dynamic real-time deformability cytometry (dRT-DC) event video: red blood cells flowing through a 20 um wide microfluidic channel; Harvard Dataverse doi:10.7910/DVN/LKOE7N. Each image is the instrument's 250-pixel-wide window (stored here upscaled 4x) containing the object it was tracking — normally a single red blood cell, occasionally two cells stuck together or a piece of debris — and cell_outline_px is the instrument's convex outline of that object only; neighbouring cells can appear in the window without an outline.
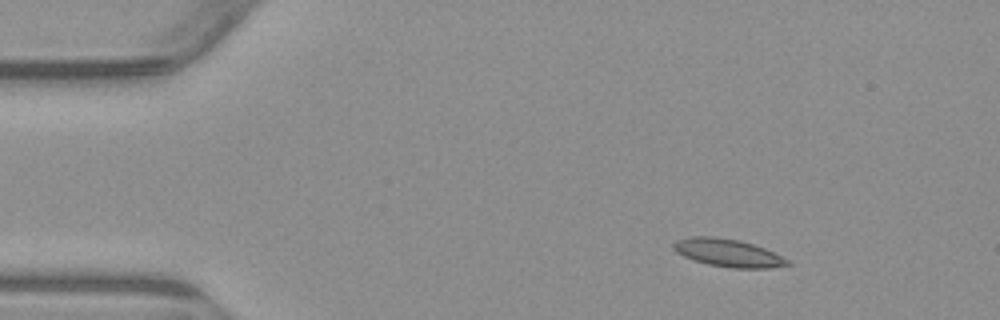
{"species": "common noctule bat (a hibernating species)", "species_latin": "Nyctalus noctula", "temperature_condition": "warm", "stored_images_in_passage": 4, "camera_frame_rate_fps": 3000, "um_per_image_px": 0.085, "animal": {"sex": "male", "body_mass_g": 23.1, "forearm_length_mm": 52.7}, "frame": {"image": 1, "passage_image": 2, "time_ms": 1.333, "image_size_px": [1000, 320], "cell_outline_px": [[792, 264], [768, 268], [732, 268], [708, 264], [692, 260], [676, 252], [672, 248], [672, 244], [676, 240], [688, 236], [712, 236], [740, 240], [764, 248], [788, 260]], "centroid_in_image_um": [61.82, 21.48], "position_along_channel_um": 23.2, "area_um2": 18.44}}
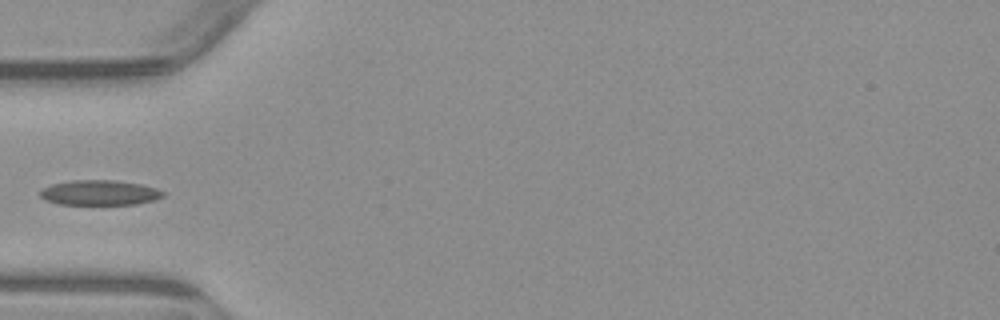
{"frame": {"image": 2, "passage_image": 4, "time_ms": 4.667, "image_size_px": [1000, 320], "cell_outline_px": [[164, 196], [152, 200], [136, 204], [60, 204], [44, 200], [40, 196], [40, 192], [44, 188], [52, 184], [72, 180], [116, 180], [140, 184], [156, 188], [164, 192]], "centroid_in_image_um": [8.46, 16.37], "position_along_channel_um": 76.5, "area_um2": 17.8}}